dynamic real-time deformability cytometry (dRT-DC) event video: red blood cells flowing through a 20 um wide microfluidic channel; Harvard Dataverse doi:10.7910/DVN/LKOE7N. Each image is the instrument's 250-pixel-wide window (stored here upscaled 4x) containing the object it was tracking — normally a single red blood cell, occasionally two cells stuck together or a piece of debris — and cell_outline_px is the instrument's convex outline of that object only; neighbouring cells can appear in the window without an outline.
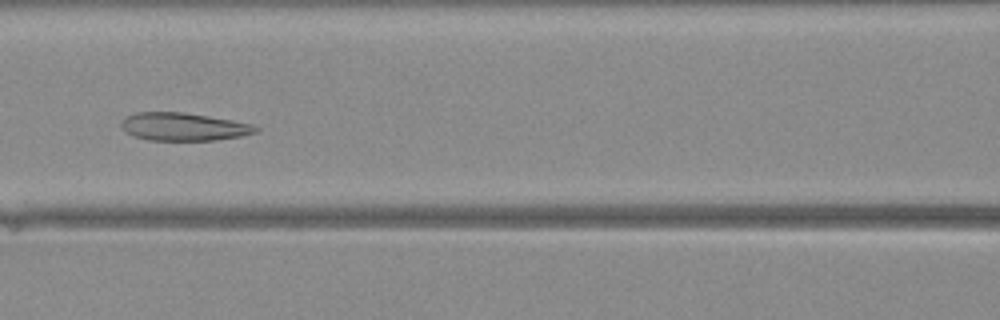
{"species": "Egyptian fruit bat (a non-hibernating species)", "species_latin": "Rousettus aegyptiacus", "temperature_condition": "warm", "stored_images_in_passage": 30, "camera_frame_rate_fps": 3000, "um_per_image_px": 0.085, "animal": {"sex": "female"}, "frame": {"image": 1, "passage_image": 15, "time_ms": 4.667, "image_size_px": [1000, 320], "cell_outline_px": [[260, 132], [244, 136], [216, 140], [148, 140], [132, 136], [124, 132], [120, 128], [120, 120], [124, 116], [136, 112], [184, 112], [232, 120], [252, 124], [260, 128]], "centroid_in_image_um": [15.57, 10.77], "position_along_channel_um": 151.0, "area_um2": 22.37}}
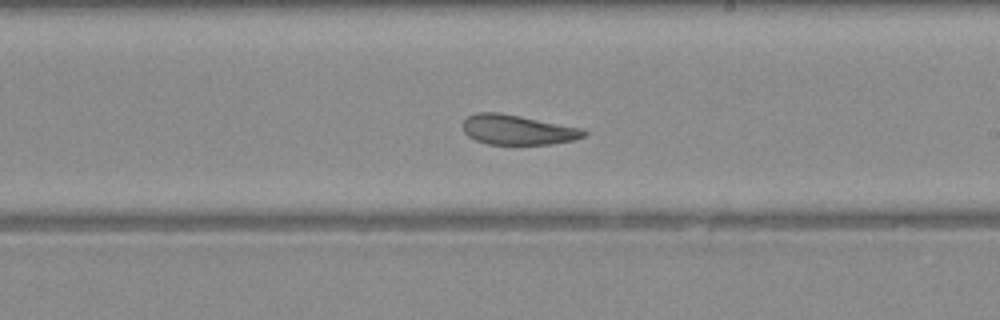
{"frame": {"image": 2, "passage_image": 21, "time_ms": 6.667, "image_size_px": [1000, 320], "cell_outline_px": [[588, 132], [584, 136], [572, 140], [552, 144], [488, 144], [476, 140], [468, 136], [464, 132], [464, 120], [468, 116], [476, 112], [496, 112], [520, 116], [584, 128]], "centroid_in_image_um": [44.02, 11.03], "position_along_channel_um": 245.0, "area_um2": 20.98}}
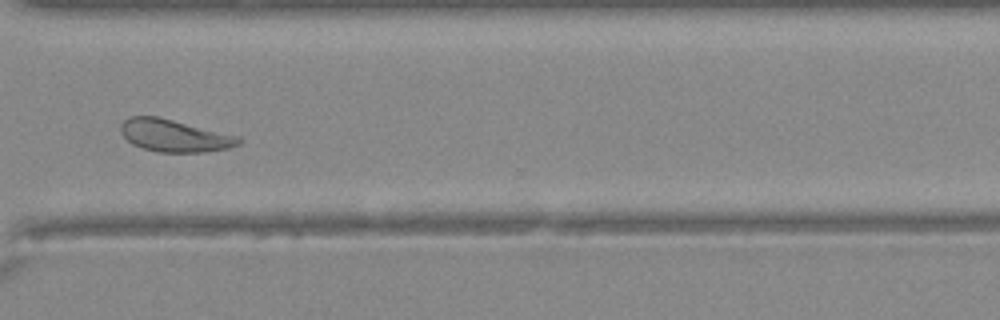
{"frame": {"image": 3, "passage_image": 28, "time_ms": 9.0, "image_size_px": [1000, 320], "cell_outline_px": [[244, 140], [240, 144], [228, 148], [200, 152], [160, 152], [144, 148], [132, 144], [120, 132], [120, 124], [128, 116], [156, 116], [240, 136]], "centroid_in_image_um": [14.83, 11.52], "position_along_channel_um": 355.8, "area_um2": 22.14}}